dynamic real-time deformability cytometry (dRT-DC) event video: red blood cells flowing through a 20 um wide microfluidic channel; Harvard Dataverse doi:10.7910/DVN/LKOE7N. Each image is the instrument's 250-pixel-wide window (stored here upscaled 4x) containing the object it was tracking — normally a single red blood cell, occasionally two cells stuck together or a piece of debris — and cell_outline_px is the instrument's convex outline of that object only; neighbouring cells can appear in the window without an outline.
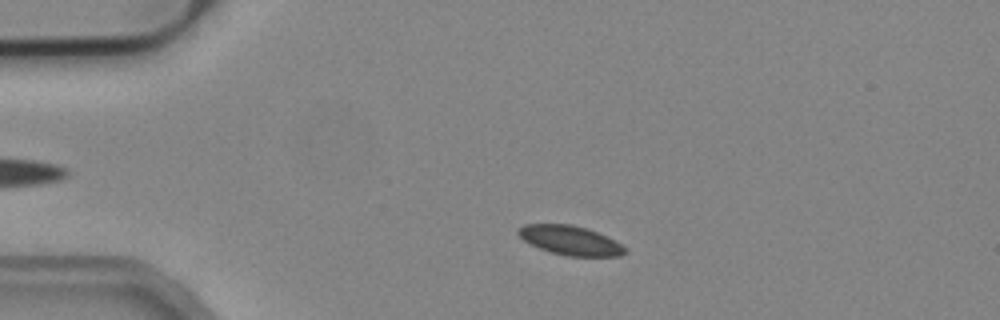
{"species": "common noctule bat (a hibernating species)", "species_latin": "Nyctalus noctula", "temperature_condition": "cold", "stored_images_in_passage": 51, "camera_frame_rate_fps": 3000, "um_per_image_px": 0.085, "animal": {"sex": "male", "body_mass_g": 19.2, "forearm_length_mm": 51.8}, "frame": {"image": 1, "passage_image": 8, "time_ms": 2.333, "image_size_px": [1000, 320], "cell_outline_px": [[628, 252], [620, 256], [568, 256], [552, 252], [540, 248], [524, 240], [516, 232], [516, 228], [524, 224], [572, 224], [588, 228], [628, 248]], "centroid_in_image_um": [48.47, 20.42], "position_along_channel_um": 36.5, "area_um2": 18.09}}
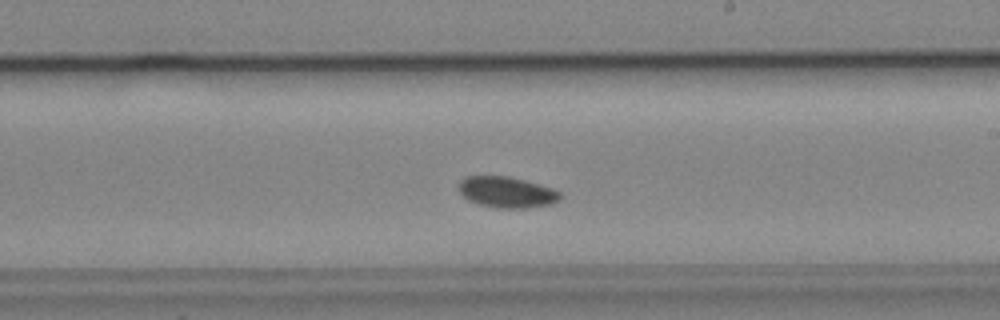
{"frame": {"image": 2, "passage_image": 28, "time_ms": 9.0, "image_size_px": [1000, 320], "cell_outline_px": [[564, 196], [560, 200], [552, 204], [528, 208], [496, 208], [480, 204], [468, 200], [460, 192], [460, 180], [464, 176], [508, 176], [524, 180], [552, 188], [560, 192]], "centroid_in_image_um": [43.12, 16.34], "position_along_channel_um": 245.9, "area_um2": 18.38}}
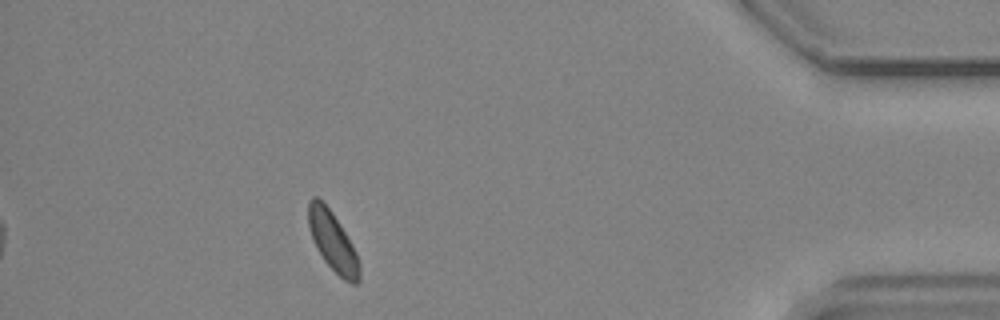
{"frame": {"image": 3, "passage_image": 45, "time_ms": 14.667, "image_size_px": [1000, 320], "cell_outline_px": [[360, 280], [356, 284], [352, 284], [344, 280], [324, 260], [316, 248], [308, 224], [308, 200], [312, 196], [316, 196], [332, 212], [352, 244], [356, 252], [360, 264]], "centroid_in_image_um": [28.29, 20.54], "position_along_channel_um": 406.9, "area_um2": 17.46}}